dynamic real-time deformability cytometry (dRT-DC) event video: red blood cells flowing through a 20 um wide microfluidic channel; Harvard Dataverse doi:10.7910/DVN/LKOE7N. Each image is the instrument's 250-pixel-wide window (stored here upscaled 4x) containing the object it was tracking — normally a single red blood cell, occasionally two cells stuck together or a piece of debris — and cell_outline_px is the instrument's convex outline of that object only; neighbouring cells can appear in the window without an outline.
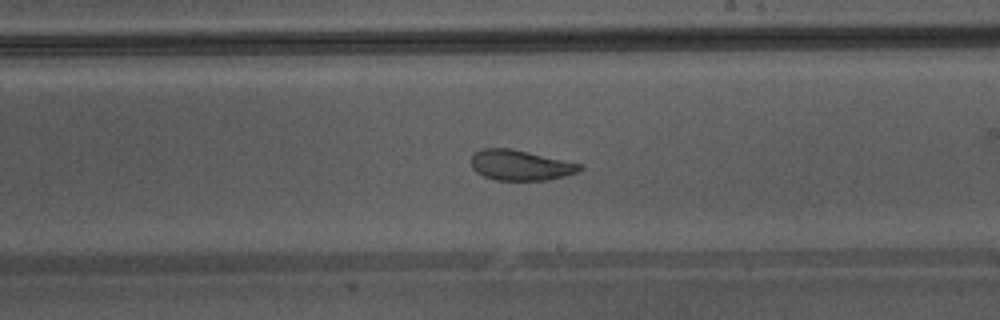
{"species": "Egyptian fruit bat (a non-hibernating species)", "species_latin": "Rousettus aegyptiacus", "temperature_condition": "warm", "stored_images_in_passage": 35, "camera_frame_rate_fps": 3000, "um_per_image_px": 0.085, "animal": {"sex": "male"}, "frame": {"image": 1, "passage_image": 16, "time_ms": 5.0, "image_size_px": [1000, 320], "cell_outline_px": [[584, 168], [576, 172], [564, 176], [548, 180], [496, 180], [484, 176], [476, 172], [472, 168], [472, 152], [484, 148], [512, 148], [580, 164]], "centroid_in_image_um": [44.19, 14.04], "position_along_channel_um": 244.8, "area_um2": 19.13}, "authors_computed_cell_mechanics": {"area_um2": 21.4438, "velocity_mm_per_s": 4.3381, "shape_relaxation_time_tau1_ms": 8.1355, "shape_relaxation_time_tau2_ms": 1.6699, "deformation_change_tau1": 0.1744, "deformation_change_tau2": 0.0793}}